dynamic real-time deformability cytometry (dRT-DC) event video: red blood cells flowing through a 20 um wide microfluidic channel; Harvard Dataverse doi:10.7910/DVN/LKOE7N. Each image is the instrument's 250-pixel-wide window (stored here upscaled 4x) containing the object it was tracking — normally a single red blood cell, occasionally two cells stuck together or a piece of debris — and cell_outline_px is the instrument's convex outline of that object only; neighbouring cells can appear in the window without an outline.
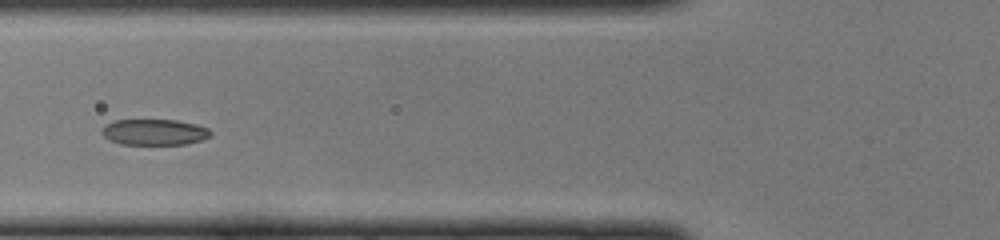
{"species": "common noctule bat (a hibernating species)", "species_latin": "Nyctalus noctula", "temperature_condition": "cold", "stored_images_in_passage": 44, "camera_frame_rate_fps": 3000, "um_per_image_px": 0.085, "animal": {"sex": "female", "body_mass_g": 22.0, "forearm_length_mm": 56.7}, "frame": {"image": 1, "passage_image": 15, "time_ms": 4.667, "image_size_px": [1000, 240], "cell_outline_px": [[212, 136], [188, 144], [120, 144], [108, 140], [100, 132], [104, 124], [116, 120], [176, 120], [196, 124], [208, 128], [212, 132]], "centroid_in_image_um": [13.11, 11.23], "position_along_channel_um": 112.7, "area_um2": 16.59}}
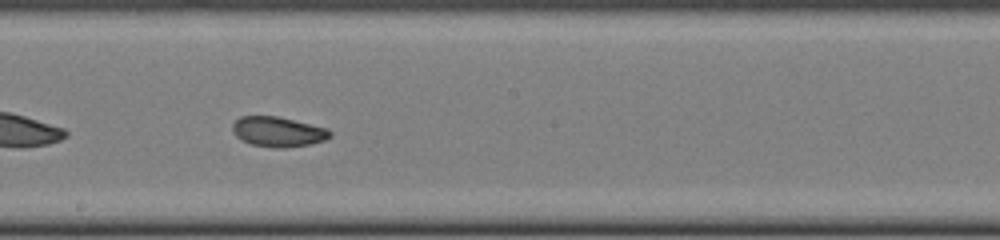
{"frame": {"image": 2, "passage_image": 23, "time_ms": 7.333, "image_size_px": [1000, 240], "cell_outline_px": [[332, 136], [324, 140], [312, 144], [284, 148], [276, 148], [252, 144], [240, 140], [236, 136], [232, 128], [232, 124], [240, 116], [276, 116], [328, 128], [332, 132]], "centroid_in_image_um": [23.64, 11.2], "position_along_channel_um": 224.6, "area_um2": 17.11}}
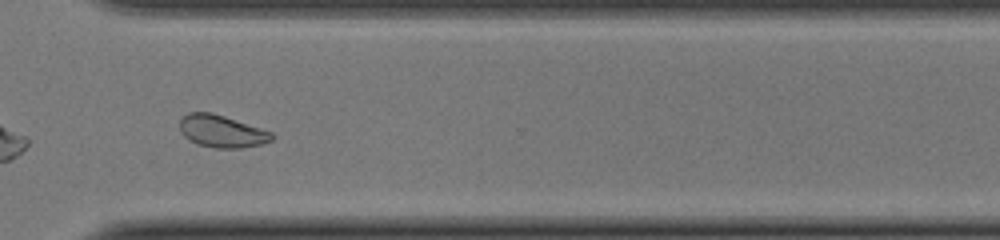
{"frame": {"image": 3, "passage_image": 32, "time_ms": 10.333, "image_size_px": [1000, 240], "cell_outline_px": [[276, 136], [272, 140], [260, 144], [240, 148], [216, 148], [196, 144], [188, 140], [180, 132], [180, 120], [188, 112], [212, 112], [272, 132]], "centroid_in_image_um": [18.83, 11.16], "position_along_channel_um": 351.8, "area_um2": 17.34}}